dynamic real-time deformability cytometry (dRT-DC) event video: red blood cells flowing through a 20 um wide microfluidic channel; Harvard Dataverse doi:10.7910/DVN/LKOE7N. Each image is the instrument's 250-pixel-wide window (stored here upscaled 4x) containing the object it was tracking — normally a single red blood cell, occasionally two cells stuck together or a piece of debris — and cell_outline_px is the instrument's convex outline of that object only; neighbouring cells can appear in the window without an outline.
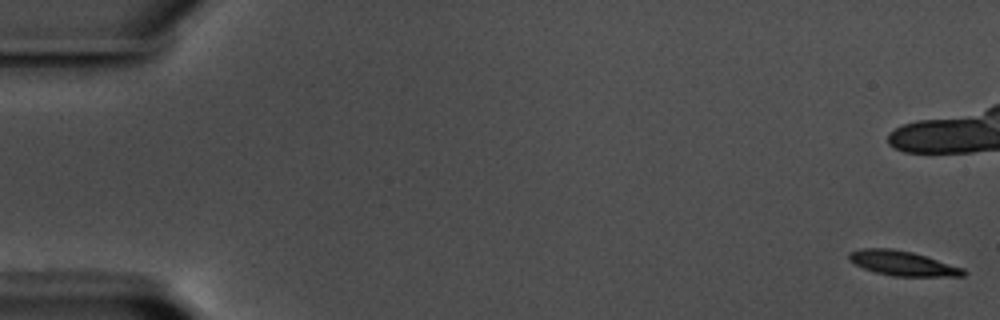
{"species": "common noctule bat (a hibernating species)", "species_latin": "Nyctalus noctula", "temperature_condition": "warm", "stored_images_in_passage": 17, "camera_frame_rate_fps": 3000, "um_per_image_px": 0.085, "animal": {"sex": "male", "body_mass_g": 17.5, "forearm_length_mm": 52.3}, "frame": {"image": 1, "passage_image": 1, "time_ms": 0.0, "image_size_px": [1000, 320], "cell_outline_px": [[968, 272], [964, 276], [892, 276], [876, 272], [864, 268], [848, 260], [848, 252], [860, 248], [892, 248], [912, 252], [964, 268]], "centroid_in_image_um": [76.71, 22.37], "position_along_channel_um": 8.3, "area_um2": 16.47}}